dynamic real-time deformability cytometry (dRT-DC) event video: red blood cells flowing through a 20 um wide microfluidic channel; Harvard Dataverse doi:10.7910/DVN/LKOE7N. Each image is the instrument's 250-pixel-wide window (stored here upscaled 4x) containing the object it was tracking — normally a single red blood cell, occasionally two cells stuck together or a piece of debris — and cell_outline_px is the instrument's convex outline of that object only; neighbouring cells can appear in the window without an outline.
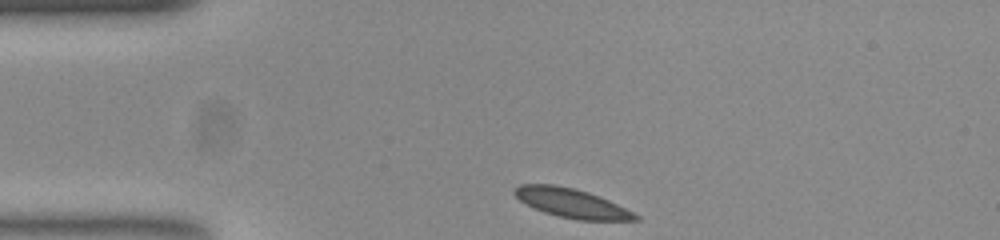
{"species": "common noctule bat (a hibernating species)", "species_latin": "Nyctalus noctula", "temperature_condition": "room temperature", "stored_images_in_passage": 33, "camera_frame_rate_fps": 3000, "um_per_image_px": 0.085, "animal": {"sex": "female", "body_mass_g": 23.0, "forearm_length_mm": 53.4}, "frame": {"image": 1, "passage_image": 1, "time_ms": 0.0, "image_size_px": [1000, 240], "cell_outline_px": [[640, 220], [580, 220], [560, 216], [544, 212], [520, 200], [512, 192], [520, 184], [552, 184], [572, 188], [588, 192], [600, 196], [640, 216]], "centroid_in_image_um": [48.59, 17.26], "position_along_channel_um": 36.4, "area_um2": 20.06}}
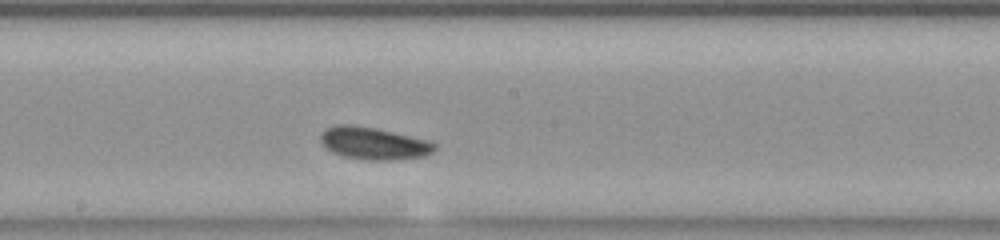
{"frame": {"image": 2, "passage_image": 18, "time_ms": 5.667, "image_size_px": [1000, 240], "cell_outline_px": [[436, 148], [432, 152], [424, 156], [392, 160], [368, 160], [344, 156], [332, 152], [320, 140], [320, 132], [324, 128], [336, 124], [352, 124], [376, 128], [424, 140], [436, 144]], "centroid_in_image_um": [31.7, 12.17], "position_along_channel_um": 216.5, "area_um2": 21.27}}
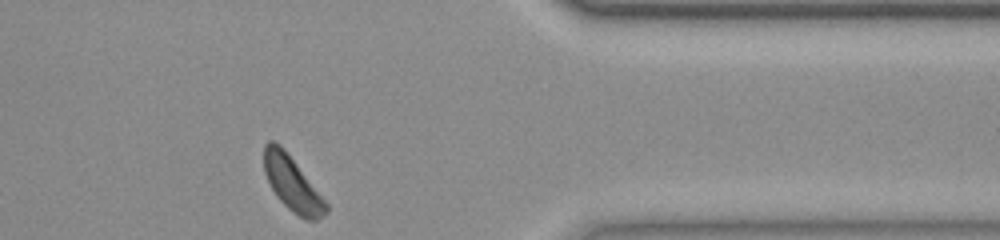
{"frame": {"image": 3, "passage_image": 33, "time_ms": 10.667, "image_size_px": [1000, 240], "cell_outline_px": [[328, 212], [324, 216], [316, 220], [308, 220], [300, 216], [288, 208], [276, 196], [264, 172], [264, 144], [268, 140], [272, 140], [280, 144], [284, 148], [328, 204]], "centroid_in_image_um": [24.84, 15.6], "position_along_channel_um": 386.6, "area_um2": 19.42}}